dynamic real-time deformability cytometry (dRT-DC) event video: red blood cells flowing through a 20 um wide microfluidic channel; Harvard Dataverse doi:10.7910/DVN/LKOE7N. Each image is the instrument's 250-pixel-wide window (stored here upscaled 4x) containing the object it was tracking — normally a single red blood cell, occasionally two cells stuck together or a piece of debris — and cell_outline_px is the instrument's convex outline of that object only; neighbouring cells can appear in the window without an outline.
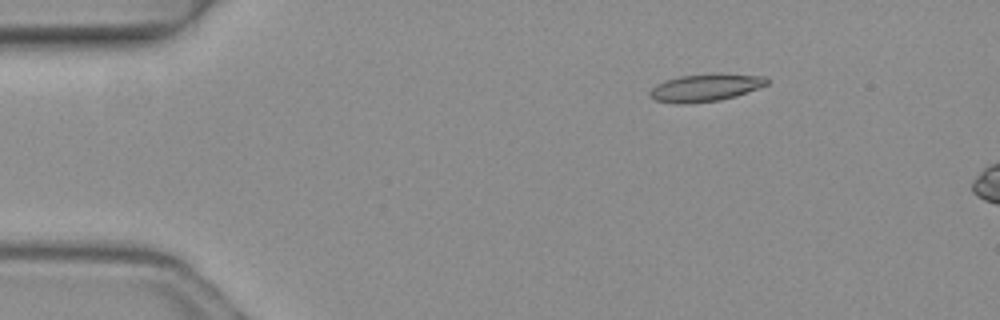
{"species": "common noctule bat (a hibernating species)", "species_latin": "Nyctalus noctula", "temperature_condition": "warm", "stored_images_in_passage": 4, "camera_frame_rate_fps": 3000, "um_per_image_px": 0.085, "animal": {"sex": "female", "body_mass_g": 19.3, "forearm_length_mm": 54.1}, "frame": {"image": 1, "passage_image": 1, "time_ms": 0.0, "image_size_px": [1000, 320], "cell_outline_px": [[768, 84], [736, 96], [720, 100], [684, 104], [676, 104], [656, 100], [648, 96], [648, 92], [656, 84], [664, 80], [680, 76], [716, 72], [720, 72], [764, 76], [768, 80]], "centroid_in_image_um": [59.94, 7.43], "position_along_channel_um": 25.1, "area_um2": 19.13}}
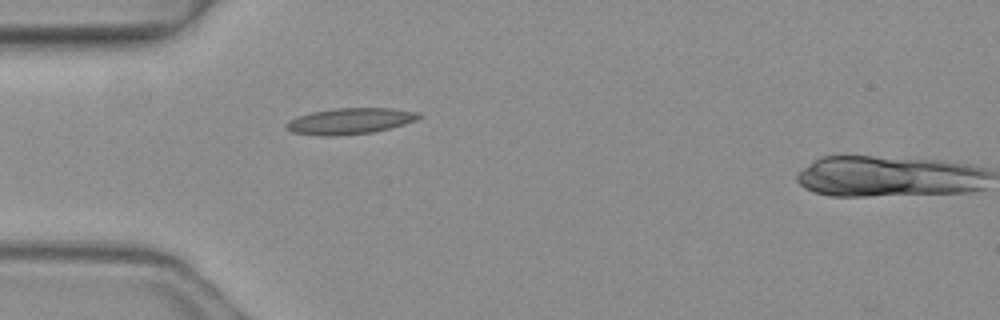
{"frame": {"image": 2, "passage_image": 3, "time_ms": 0.667, "image_size_px": [1000, 320], "cell_outline_px": [[424, 116], [416, 120], [404, 124], [372, 132], [336, 136], [320, 136], [292, 132], [284, 124], [288, 120], [296, 116], [312, 112], [332, 108], [392, 108], [420, 112]], "centroid_in_image_um": [29.75, 10.28], "position_along_channel_um": 55.3, "area_um2": 20.29}}